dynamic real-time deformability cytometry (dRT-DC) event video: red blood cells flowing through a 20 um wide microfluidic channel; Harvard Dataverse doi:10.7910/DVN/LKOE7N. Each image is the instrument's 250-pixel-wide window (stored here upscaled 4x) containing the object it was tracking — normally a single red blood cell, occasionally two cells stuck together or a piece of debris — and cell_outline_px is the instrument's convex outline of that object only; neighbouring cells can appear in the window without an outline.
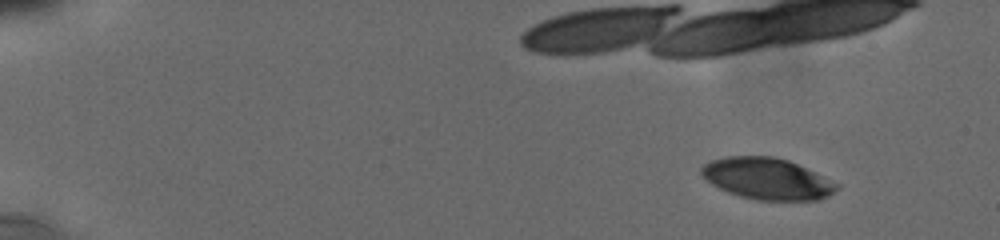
{"species": "human", "species_latin": "Homo sapiens", "temperature_condition": "cold", "stored_images_in_passage": 7, "camera_frame_rate_fps": 3000, "um_per_image_px": 0.085, "donor": {"sex": "male"}, "frame": {"image": 1, "passage_image": 1, "time_ms": 0.0, "image_size_px": [1000, 240], "cell_outline_px": [[840, 184], [828, 196], [816, 200], [760, 200], [740, 196], [728, 192], [712, 184], [700, 172], [700, 168], [704, 164], [712, 160], [724, 156], [772, 156], [788, 160]], "centroid_in_image_um": [65.18, 15.18], "position_along_channel_um": 19.8, "area_um2": 32.31}}
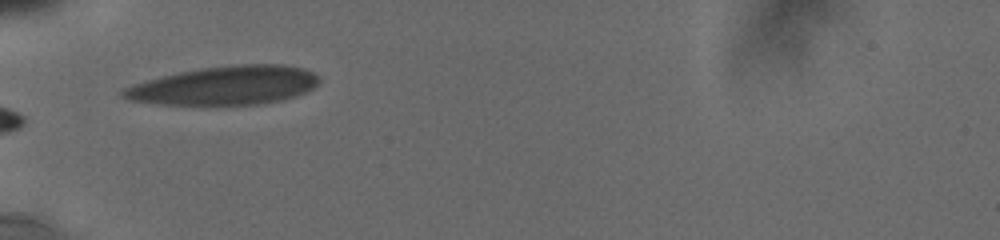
{"frame": {"image": 2, "passage_image": 6, "time_ms": 5.667, "image_size_px": [1000, 240], "cell_outline_px": [[320, 80], [312, 88], [296, 96], [284, 100], [260, 104], [160, 104], [132, 100], [120, 96], [120, 92], [124, 88], [132, 84], [160, 76], [200, 68], [240, 64], [284, 64], [304, 68], [316, 72]], "centroid_in_image_um": [19.14, 7.25], "position_along_channel_um": 65.9, "area_um2": 44.16}}